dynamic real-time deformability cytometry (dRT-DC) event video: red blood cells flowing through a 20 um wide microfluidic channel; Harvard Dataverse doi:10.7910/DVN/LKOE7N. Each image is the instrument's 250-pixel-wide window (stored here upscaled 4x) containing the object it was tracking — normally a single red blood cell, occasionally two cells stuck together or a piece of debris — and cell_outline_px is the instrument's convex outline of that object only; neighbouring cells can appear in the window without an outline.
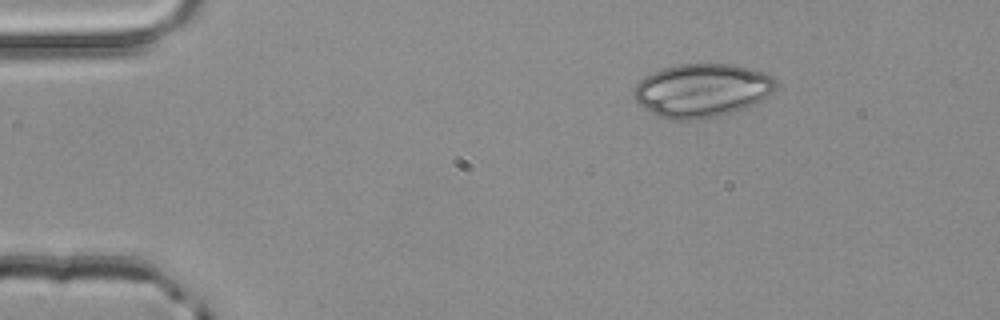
{"species": "common noctule bat (a hibernating species)", "species_latin": "Nyctalus noctula", "temperature_condition": "room temperature", "stored_images_in_passage": 2, "camera_frame_rate_fps": 3000, "um_per_image_px": 0.085, "animal": {"sex": "male", "body_mass_g": 20.4}, "frame": {"image": 1, "passage_image": 1, "time_ms": 0.0, "image_size_px": [1000, 320], "cell_outline_px": [[776, 88], [768, 96], [744, 108], [732, 112], [716, 116], [692, 120], [672, 120], [660, 116], [644, 108], [632, 96], [632, 88], [644, 76], [652, 72], [664, 68], [680, 64], [732, 64], [764, 72], [772, 76], [776, 80]], "centroid_in_image_um": [59.64, 7.67], "position_along_channel_um": 25.4, "area_um2": 44.16}}